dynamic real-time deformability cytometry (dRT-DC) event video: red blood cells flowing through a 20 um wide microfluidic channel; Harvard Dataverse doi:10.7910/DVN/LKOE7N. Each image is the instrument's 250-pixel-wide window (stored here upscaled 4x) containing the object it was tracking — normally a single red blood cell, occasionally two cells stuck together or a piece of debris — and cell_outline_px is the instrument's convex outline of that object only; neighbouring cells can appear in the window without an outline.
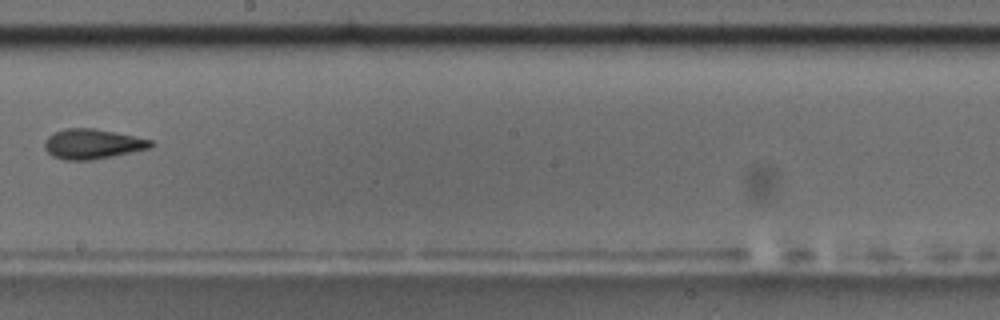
{"species": "common noctule bat (a hibernating species)", "species_latin": "Nyctalus noctula", "temperature_condition": "room temperature", "stored_images_in_passage": 10, "camera_frame_rate_fps": 3000, "um_per_image_px": 0.085, "animal": {"sex": "male", "body_mass_g": 17.5, "forearm_length_mm": 52.3}, "frame": {"image": 1, "passage_image": 9, "time_ms": 2.667, "image_size_px": [1000, 320], "cell_outline_px": [[156, 144], [152, 148], [92, 160], [64, 160], [52, 156], [44, 148], [44, 140], [52, 132], [64, 128], [96, 128], [152, 140]], "centroid_in_image_um": [7.85, 12.23], "position_along_channel_um": 240.4, "area_um2": 18.79}}